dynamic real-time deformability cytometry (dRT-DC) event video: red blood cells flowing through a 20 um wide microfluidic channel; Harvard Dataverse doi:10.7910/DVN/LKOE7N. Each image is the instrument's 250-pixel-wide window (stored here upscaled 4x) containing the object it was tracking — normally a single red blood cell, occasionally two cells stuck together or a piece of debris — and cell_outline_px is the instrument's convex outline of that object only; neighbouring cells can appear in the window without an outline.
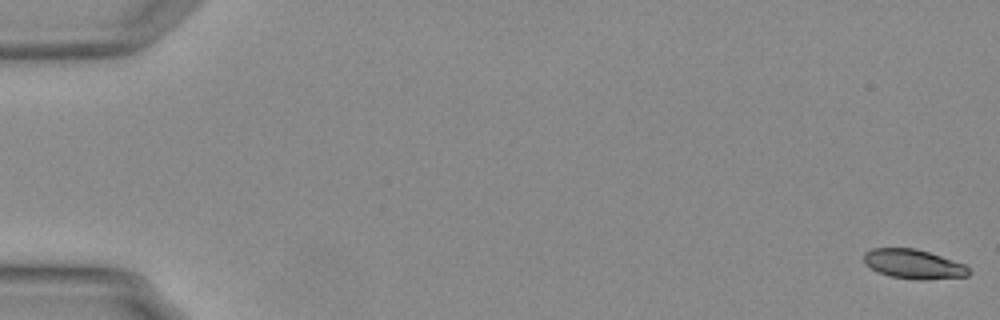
{"species": "Egyptian fruit bat (a non-hibernating species)", "species_latin": "Rousettus aegyptiacus", "temperature_condition": "warm", "stored_images_in_passage": 56, "camera_frame_rate_fps": 3000, "um_per_image_px": 0.085, "animal": {"sex": "female"}, "frame": {"image": 1, "passage_image": 1, "time_ms": 0.0, "image_size_px": [1000, 320], "cell_outline_px": [[972, 272], [968, 276], [888, 276], [876, 272], [864, 264], [864, 252], [872, 248], [916, 248], [964, 264]], "centroid_in_image_um": [77.54, 22.37], "position_along_channel_um": 7.5, "area_um2": 16.88}}
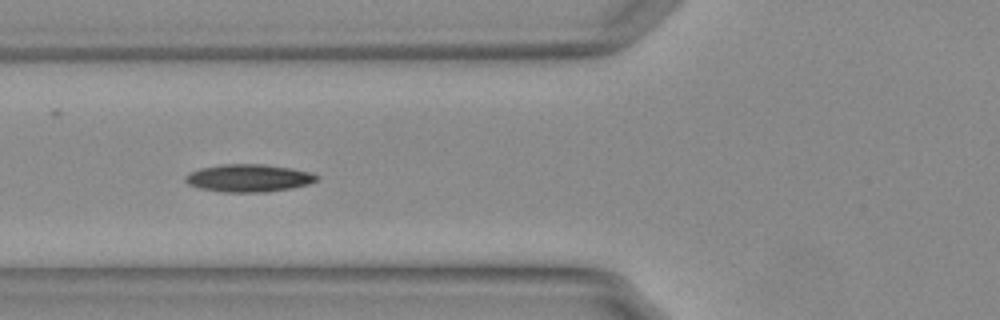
{"frame": {"image": 2, "passage_image": 22, "time_ms": 7.0, "image_size_px": [1000, 320], "cell_outline_px": [[320, 180], [308, 184], [292, 188], [268, 192], [220, 192], [200, 188], [188, 184], [184, 180], [184, 176], [200, 168], [224, 164], [264, 164], [292, 168], [312, 172], [320, 176]], "centroid_in_image_um": [21.19, 15.14], "position_along_channel_um": 104.6, "area_um2": 21.39}}
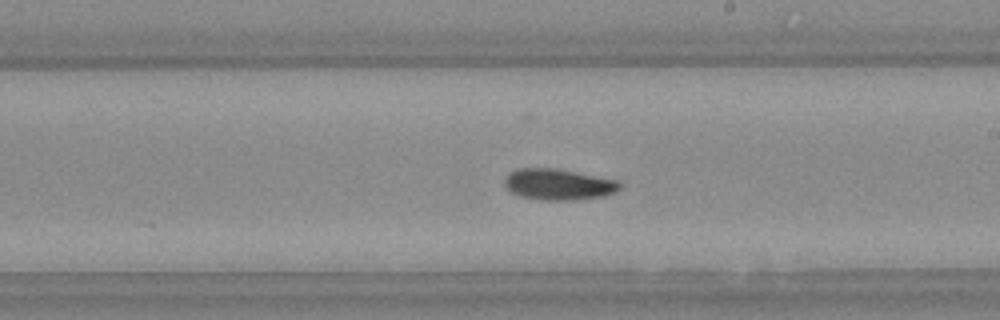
{"frame": {"image": 3, "passage_image": 33, "time_ms": 10.667, "image_size_px": [1000, 320], "cell_outline_px": [[620, 188], [616, 192], [604, 196], [576, 200], [540, 200], [520, 196], [512, 192], [504, 184], [504, 176], [508, 172], [516, 168], [556, 168], [620, 180]], "centroid_in_image_um": [47.46, 15.66], "position_along_channel_um": 241.5, "area_um2": 21.21}}